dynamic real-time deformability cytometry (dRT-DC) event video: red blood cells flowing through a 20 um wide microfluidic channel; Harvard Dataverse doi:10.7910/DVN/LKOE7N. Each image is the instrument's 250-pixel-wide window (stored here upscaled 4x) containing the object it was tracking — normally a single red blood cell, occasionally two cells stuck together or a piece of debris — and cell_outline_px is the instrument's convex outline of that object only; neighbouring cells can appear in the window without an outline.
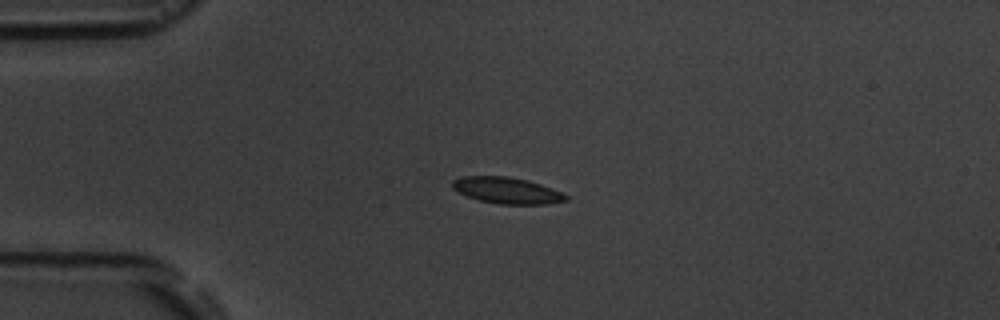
{"species": "common noctule bat (a hibernating species)", "species_latin": "Nyctalus noctula", "temperature_condition": "room temperature", "stored_images_in_passage": 4, "camera_frame_rate_fps": 3000, "um_per_image_px": 0.085, "animal": {"sex": "male", "body_mass_g": 19.5, "forearm_length_mm": 54.6}, "frame": {"image": 1, "passage_image": 3, "time_ms": 3.333, "image_size_px": [1000, 320], "cell_outline_px": [[568, 200], [548, 204], [500, 204], [480, 200], [468, 196], [452, 188], [452, 180], [460, 176], [508, 176], [528, 180], [552, 188], [568, 196]], "centroid_in_image_um": [43.09, 16.18], "position_along_channel_um": 41.9, "area_um2": 17.34}}